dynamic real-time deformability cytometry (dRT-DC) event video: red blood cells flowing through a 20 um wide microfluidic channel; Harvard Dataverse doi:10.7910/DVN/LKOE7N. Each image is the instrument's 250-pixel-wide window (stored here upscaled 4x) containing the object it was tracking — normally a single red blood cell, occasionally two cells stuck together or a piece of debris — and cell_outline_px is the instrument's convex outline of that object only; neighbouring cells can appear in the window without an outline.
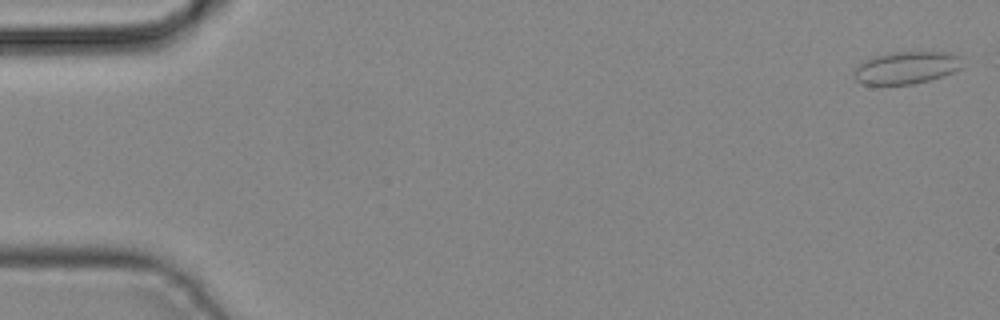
{"species": "common noctule bat (a hibernating species)", "species_latin": "Nyctalus noctula", "temperature_condition": "cold", "stored_images_in_passage": 39, "segment_of_instrument_passage": [1, 2], "camera_frame_rate_fps": 3000, "um_per_image_px": 0.085, "animal": {"sex": "male", "body_mass_g": 19.2, "forearm_length_mm": 51.8}, "frame": {"image": 1, "passage_image": 1, "time_ms": 0.0, "image_size_px": [1000, 320], "cell_outline_px": [[964, 68], [928, 80], [912, 84], [864, 84], [856, 80], [852, 76], [856, 68], [864, 60], [876, 56], [892, 52], [944, 52], [960, 56]], "centroid_in_image_um": [77.05, 5.75], "position_along_channel_um": 8.0, "area_um2": 20.23}}
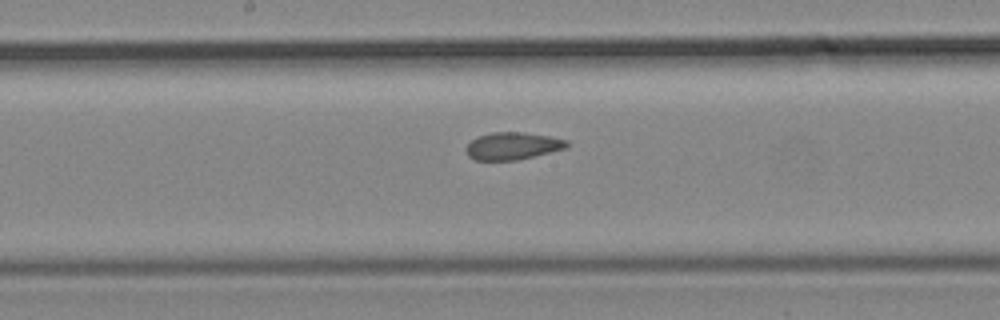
{"frame": {"image": 2, "passage_image": 23, "time_ms": 7.333, "image_size_px": [1000, 320], "cell_outline_px": [[568, 148], [516, 160], [476, 160], [468, 156], [468, 144], [472, 140], [480, 136], [492, 132], [524, 132], [548, 136], [568, 140]], "centroid_in_image_um": [43.62, 12.4], "position_along_channel_um": 204.6, "area_um2": 15.84}}
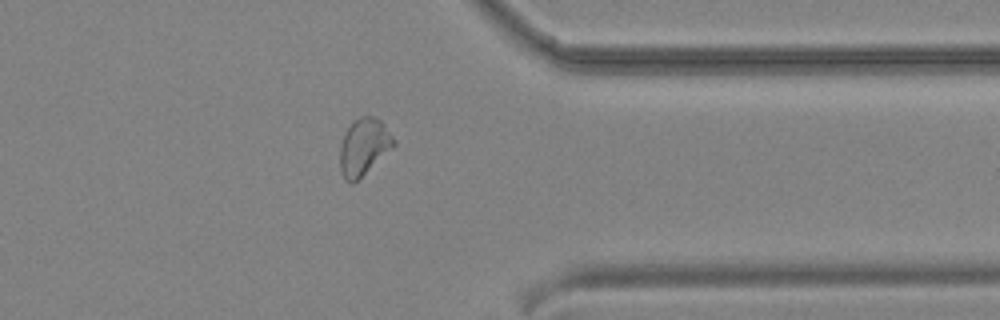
{"frame": {"image": 3, "passage_image": 35, "time_ms": 11.333, "image_size_px": [1000, 320], "cell_outline_px": [[396, 144], [392, 148], [352, 184], [344, 180], [340, 168], [340, 148], [344, 136], [348, 128], [360, 116], [372, 116], [380, 120], [396, 140]], "centroid_in_image_um": [30.93, 12.48], "position_along_channel_um": 380.5, "area_um2": 17.34}}